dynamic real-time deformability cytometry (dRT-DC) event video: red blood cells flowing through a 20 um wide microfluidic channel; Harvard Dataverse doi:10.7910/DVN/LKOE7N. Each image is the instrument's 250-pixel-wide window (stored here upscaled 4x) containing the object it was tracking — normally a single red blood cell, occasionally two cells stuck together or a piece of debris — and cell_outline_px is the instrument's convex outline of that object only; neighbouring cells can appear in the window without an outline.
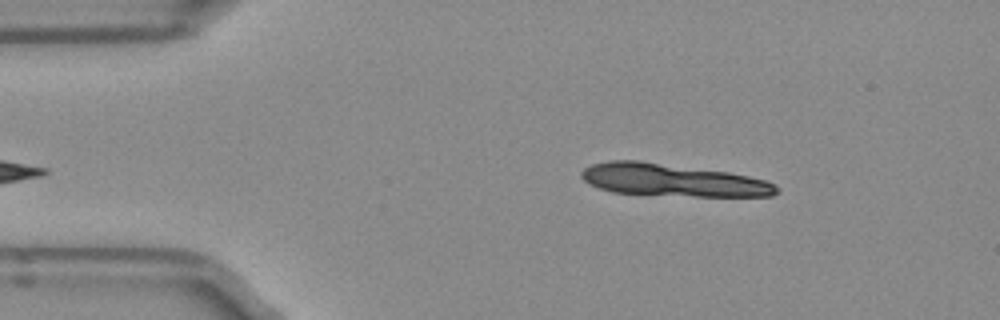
{"species": "Egyptian fruit bat (a non-hibernating species)", "species_latin": "Rousettus aegyptiacus", "temperature_condition": "room temperature", "stored_images_in_passage": 6, "camera_frame_rate_fps": 3000, "um_per_image_px": 0.085, "frame": {"image": 1, "passage_image": 2, "time_ms": 0.333, "image_size_px": [1000, 320], "cell_outline_px": [[780, 192], [772, 196], [696, 196], [612, 192], [600, 188], [584, 180], [580, 176], [580, 172], [584, 168], [592, 164], [608, 160], [640, 160], [728, 172], [748, 176], [764, 180], [776, 184], [780, 188]], "centroid_in_image_um": [57.19, 15.3], "position_along_channel_um": 27.8, "area_um2": 36.82}}